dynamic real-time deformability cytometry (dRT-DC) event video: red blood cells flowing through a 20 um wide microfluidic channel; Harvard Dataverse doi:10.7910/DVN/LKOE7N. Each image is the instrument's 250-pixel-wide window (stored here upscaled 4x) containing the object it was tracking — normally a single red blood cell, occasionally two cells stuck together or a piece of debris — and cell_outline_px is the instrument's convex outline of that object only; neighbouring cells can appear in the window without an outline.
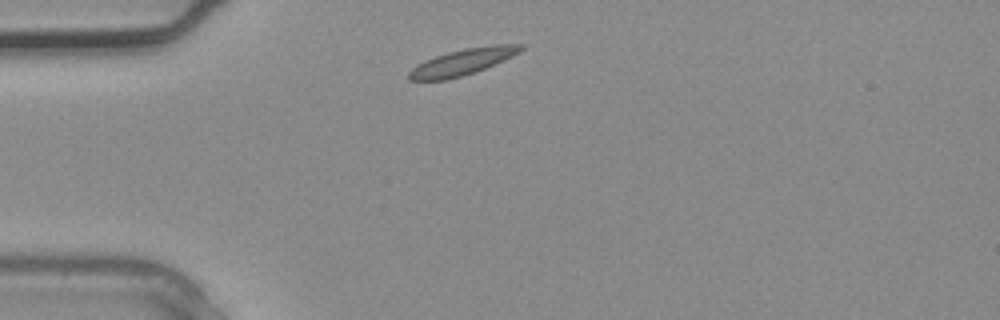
{"species": "common noctule bat (a hibernating species)", "species_latin": "Nyctalus noctula", "temperature_condition": "warm", "stored_images_in_passage": 1, "camera_frame_rate_fps": 3000, "um_per_image_px": 0.085, "animal": {"sex": "male", "body_mass_g": 20.4}, "frame": {"image": 1, "passage_image": 1, "time_ms": 0.0, "image_size_px": [1000, 320], "cell_outline_px": [[524, 48], [520, 52], [512, 56], [484, 68], [460, 76], [444, 80], [408, 80], [408, 72], [416, 64], [424, 60], [448, 52], [464, 48], [496, 44], [524, 44]], "centroid_in_image_um": [39.29, 5.25], "position_along_channel_um": 45.7, "area_um2": 16.88}}